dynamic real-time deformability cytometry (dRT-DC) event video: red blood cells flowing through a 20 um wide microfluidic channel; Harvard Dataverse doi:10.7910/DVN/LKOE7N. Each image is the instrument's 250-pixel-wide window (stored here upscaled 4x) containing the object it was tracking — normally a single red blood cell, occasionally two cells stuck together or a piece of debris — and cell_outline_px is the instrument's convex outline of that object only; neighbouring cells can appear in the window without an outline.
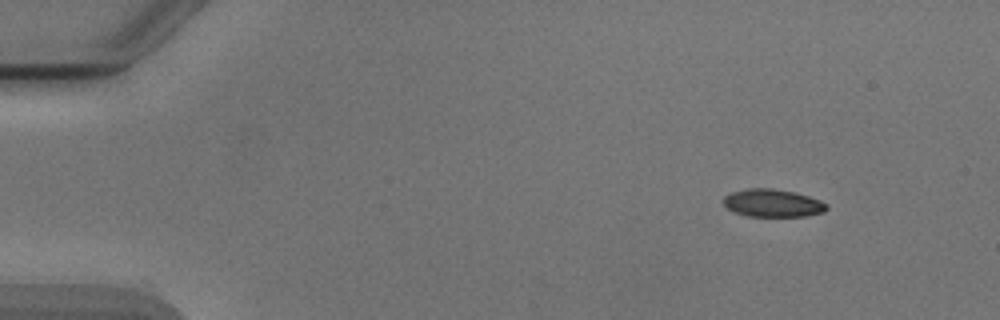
{"species": "Egyptian fruit bat (a non-hibernating species)", "species_latin": "Rousettus aegyptiacus", "temperature_condition": "cold", "stored_images_in_passage": 48, "camera_frame_rate_fps": 3000, "um_per_image_px": 0.085, "animal": {"sex": "male"}, "frame": {"image": 1, "passage_image": 1, "time_ms": 0.0, "image_size_px": [1000, 320], "cell_outline_px": [[828, 208], [824, 212], [804, 216], [748, 216], [736, 212], [728, 208], [724, 204], [724, 196], [732, 192], [748, 188], [772, 188], [792, 192], [808, 196], [820, 200], [828, 204]], "centroid_in_image_um": [65.7, 17.26], "position_along_channel_um": 19.3, "area_um2": 16.53}}
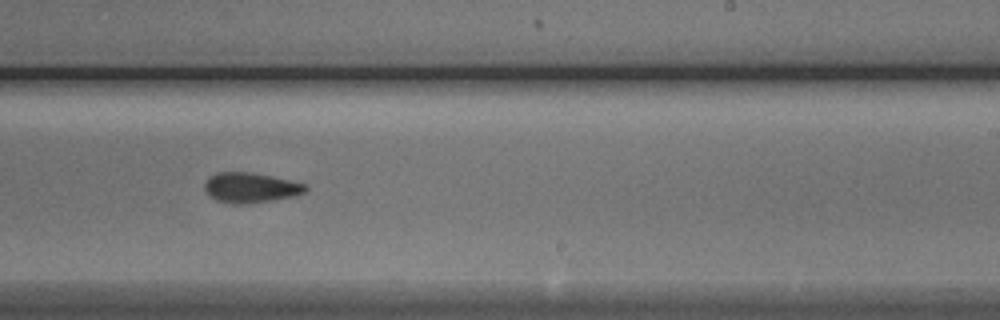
{"frame": {"image": 2, "passage_image": 28, "time_ms": 9.0, "image_size_px": [1000, 320], "cell_outline_px": [[308, 192], [296, 196], [272, 200], [240, 204], [236, 204], [216, 200], [204, 188], [204, 184], [208, 176], [216, 172], [252, 172], [272, 176], [308, 184]], "centroid_in_image_um": [21.35, 15.93], "position_along_channel_um": 267.6, "area_um2": 17.8}}
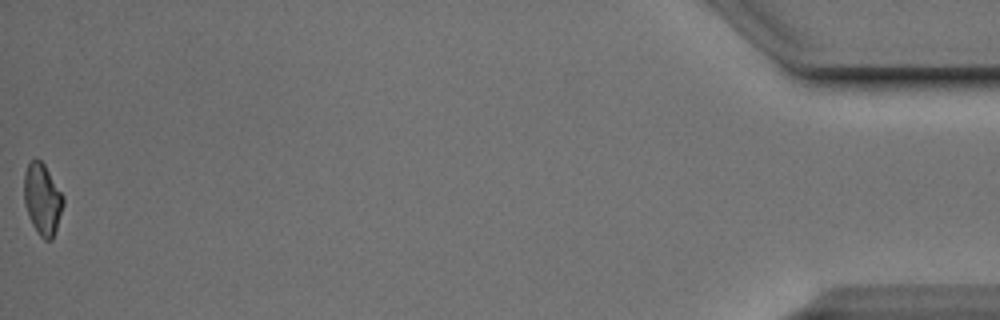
{"frame": {"image": 3, "passage_image": 48, "time_ms": 15.667, "image_size_px": [1000, 320], "cell_outline_px": [[64, 204], [52, 240], [44, 240], [40, 236], [32, 224], [28, 216], [24, 204], [24, 172], [28, 164], [36, 156], [44, 164], [64, 196]], "centroid_in_image_um": [3.59, 16.92], "position_along_channel_um": 431.6, "area_um2": 16.36}, "authors_computed_cell_mechanics": {"area_um2": 17.4556, "velocity_mm_per_s": 3.8979, "shape_relaxation_time_tau1_ms": 2.6358, "shape_relaxation_time_tau2_ms": 2.2801, "deformation_change_tau1": 0.11, "deformation_change_tau2": 0.0825}}